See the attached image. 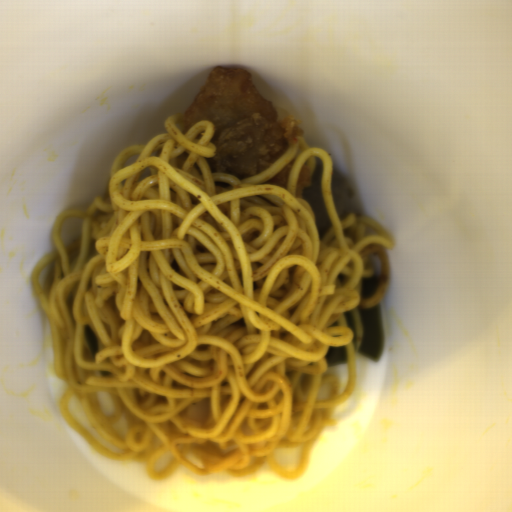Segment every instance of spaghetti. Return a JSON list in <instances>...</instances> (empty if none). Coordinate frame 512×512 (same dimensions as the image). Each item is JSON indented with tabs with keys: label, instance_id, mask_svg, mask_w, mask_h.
Listing matches in <instances>:
<instances>
[{
	"label": "spaghetti",
	"instance_id": "c7327b10",
	"mask_svg": "<svg viewBox=\"0 0 512 512\" xmlns=\"http://www.w3.org/2000/svg\"><path fill=\"white\" fill-rule=\"evenodd\" d=\"M163 127L117 153L99 196L55 216L52 249L31 271L65 383L60 415L93 451L142 461L154 480L181 466L230 476L265 467L297 480L355 390L359 308L383 300L395 236L354 210L339 219L332 158L303 135L240 180L209 167L212 122L185 130L182 113ZM293 157L287 191L262 185ZM316 158L333 223L323 239L295 189ZM372 275L381 283L362 298L361 279ZM332 346H345L348 361L327 368ZM70 395L122 453L81 427ZM283 448L300 451L291 472L276 460Z\"/></svg>",
	"mask_w": 512,
	"mask_h": 512
}]
</instances>
